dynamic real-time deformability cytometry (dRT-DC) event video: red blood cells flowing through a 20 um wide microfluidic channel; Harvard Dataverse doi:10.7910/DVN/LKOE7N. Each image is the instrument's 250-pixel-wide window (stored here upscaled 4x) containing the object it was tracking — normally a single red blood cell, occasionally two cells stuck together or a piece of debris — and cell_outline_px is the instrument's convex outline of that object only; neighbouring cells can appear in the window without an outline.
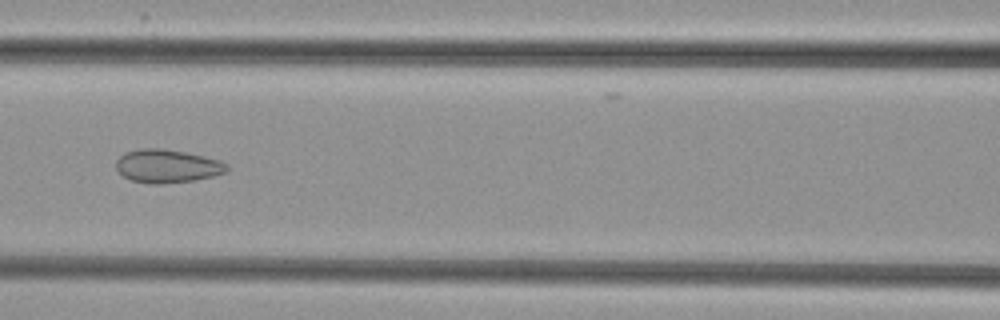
{"species": "common noctule bat (a hibernating species)", "species_latin": "Nyctalus noctula", "temperature_condition": "cold", "stored_images_in_passage": 7, "camera_frame_rate_fps": 3000, "um_per_image_px": 0.085, "animal": {"sex": "female", "body_mass_g": 29.2, "forearm_length_mm": 56.3}, "frame": {"image": 1, "passage_image": 7, "time_ms": 8.0, "image_size_px": [1000, 320], "cell_outline_px": [[228, 168], [224, 172], [216, 176], [192, 180], [160, 184], [148, 184], [132, 180], [124, 176], [116, 168], [116, 160], [124, 152], [140, 148], [160, 148], [184, 152], [204, 156], [220, 160], [228, 164]], "centroid_in_image_um": [14.2, 14.11], "position_along_channel_um": 152.4, "area_um2": 21.5}}